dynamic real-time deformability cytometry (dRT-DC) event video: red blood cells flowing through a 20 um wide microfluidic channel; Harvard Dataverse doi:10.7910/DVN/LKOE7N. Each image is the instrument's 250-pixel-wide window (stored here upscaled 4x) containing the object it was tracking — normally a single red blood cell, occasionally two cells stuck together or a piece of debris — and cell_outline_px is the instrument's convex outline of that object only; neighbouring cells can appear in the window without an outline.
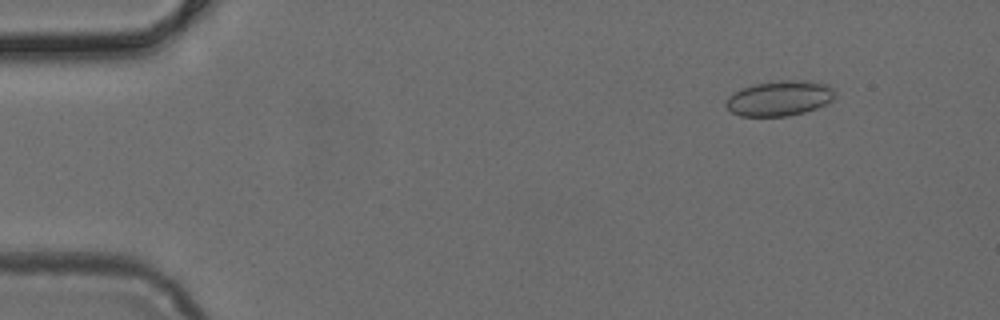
{"species": "common noctule bat (a hibernating species)", "species_latin": "Nyctalus noctula", "temperature_condition": "cold", "stored_images_in_passage": 15, "camera_frame_rate_fps": 3000, "um_per_image_px": 0.085, "animal": {"sex": "female", "body_mass_g": 24.6, "forearm_length_mm": 56.2}, "frame": {"image": 1, "passage_image": 6, "time_ms": 1.667, "image_size_px": [1000, 320], "cell_outline_px": [[836, 96], [832, 100], [816, 108], [804, 112], [788, 116], [740, 116], [732, 112], [724, 104], [728, 96], [740, 88], [752, 84], [776, 80], [812, 80], [828, 84], [836, 92]], "centroid_in_image_um": [66.26, 8.33], "position_along_channel_um": 18.7, "area_um2": 22.72}}
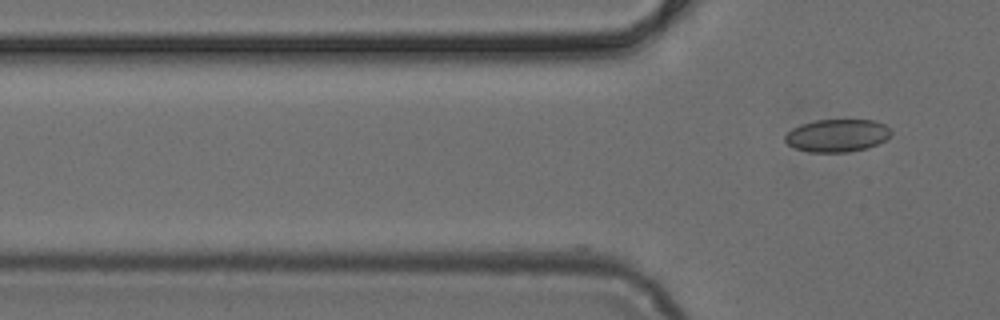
{"frame": {"image": 2, "passage_image": 15, "time_ms": 4.667, "image_size_px": [1000, 320], "cell_outline_px": [[892, 136], [868, 148], [848, 152], [808, 152], [796, 148], [788, 144], [784, 140], [784, 136], [792, 128], [800, 124], [816, 120], [876, 120], [884, 124], [892, 132]], "centroid_in_image_um": [71.16, 11.52], "position_along_channel_um": 54.6, "area_um2": 20.29}}